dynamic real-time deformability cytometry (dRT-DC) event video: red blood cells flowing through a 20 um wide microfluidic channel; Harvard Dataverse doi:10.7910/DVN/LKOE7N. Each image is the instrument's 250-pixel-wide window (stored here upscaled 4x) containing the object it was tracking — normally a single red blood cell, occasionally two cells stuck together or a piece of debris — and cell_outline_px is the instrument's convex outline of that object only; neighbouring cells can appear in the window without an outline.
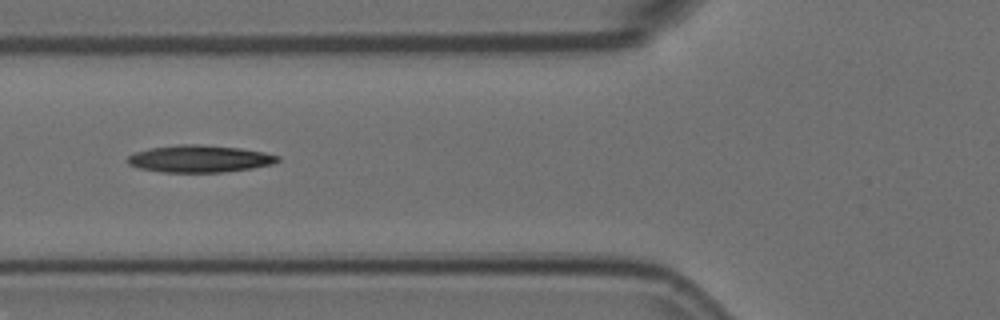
{"species": "Egyptian fruit bat (a non-hibernating species)", "species_latin": "Rousettus aegyptiacus", "temperature_condition": "room temperature", "stored_images_in_passage": 9, "camera_frame_rate_fps": 3000, "um_per_image_px": 0.085, "animal": {"sex": "female"}, "frame": {"image": 1, "passage_image": 6, "time_ms": 1.667, "image_size_px": [1000, 320], "cell_outline_px": [[280, 160], [272, 164], [252, 168], [224, 172], [160, 172], [140, 168], [128, 164], [124, 160], [128, 156], [136, 152], [148, 148], [176, 144], [200, 144], [240, 148], [264, 152], [280, 156]], "centroid_in_image_um": [16.93, 13.49], "position_along_channel_um": 108.9, "area_um2": 23.93}}
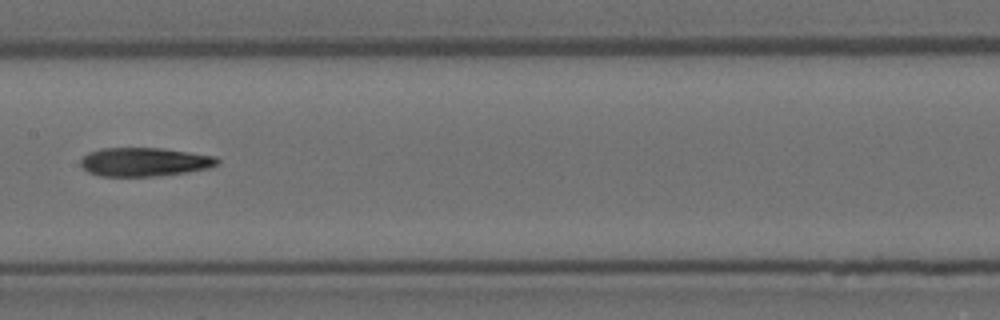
{"frame": {"image": 2, "passage_image": 8, "time_ms": 2.333, "image_size_px": [1000, 320], "cell_outline_px": [[220, 160], [216, 164], [208, 168], [188, 172], [160, 176], [100, 176], [88, 172], [80, 164], [80, 160], [88, 152], [100, 148], [164, 148], [216, 156]], "centroid_in_image_um": [12.27, 13.76], "position_along_channel_um": 195.1, "area_um2": 23.0}}
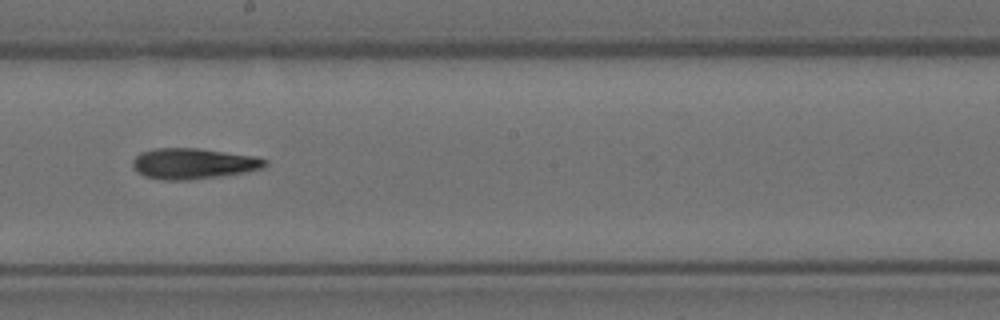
{"frame": {"image": 3, "passage_image": 9, "time_ms": 2.667, "image_size_px": [1000, 320], "cell_outline_px": [[268, 164], [260, 168], [244, 172], [220, 176], [188, 180], [164, 180], [144, 176], [132, 164], [132, 160], [140, 152], [156, 148], [196, 148], [256, 156], [268, 160]], "centroid_in_image_um": [16.43, 13.9], "position_along_channel_um": 231.8, "area_um2": 23.52}}